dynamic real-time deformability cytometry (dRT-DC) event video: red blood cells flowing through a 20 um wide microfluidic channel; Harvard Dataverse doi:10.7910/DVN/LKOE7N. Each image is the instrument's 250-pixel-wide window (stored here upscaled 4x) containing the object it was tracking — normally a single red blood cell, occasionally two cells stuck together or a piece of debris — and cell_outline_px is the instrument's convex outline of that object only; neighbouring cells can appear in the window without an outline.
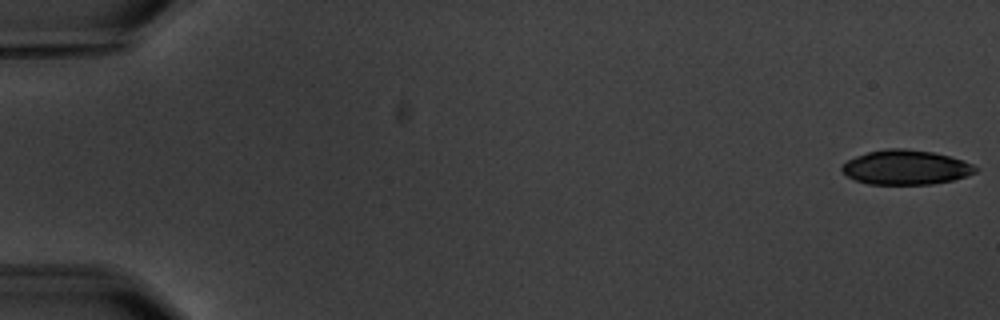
{"species": "common noctule bat (a hibernating species)", "species_latin": "Nyctalus noctula", "temperature_condition": "warm", "stored_images_in_passage": 6, "camera_frame_rate_fps": 3000, "um_per_image_px": 0.085, "animal": {"sex": "male", "body_mass_g": 20.1, "forearm_length_mm": 53.5}, "frame": {"image": 1, "passage_image": 1, "time_ms": 0.0, "image_size_px": [1000, 320], "cell_outline_px": [[980, 168], [976, 172], [968, 176], [952, 180], [932, 184], [868, 184], [856, 180], [848, 176], [840, 168], [848, 160], [856, 156], [868, 152], [888, 148], [904, 148], [932, 152], [964, 160]], "centroid_in_image_um": [77.03, 14.22], "position_along_channel_um": 8.0, "area_um2": 26.82}}